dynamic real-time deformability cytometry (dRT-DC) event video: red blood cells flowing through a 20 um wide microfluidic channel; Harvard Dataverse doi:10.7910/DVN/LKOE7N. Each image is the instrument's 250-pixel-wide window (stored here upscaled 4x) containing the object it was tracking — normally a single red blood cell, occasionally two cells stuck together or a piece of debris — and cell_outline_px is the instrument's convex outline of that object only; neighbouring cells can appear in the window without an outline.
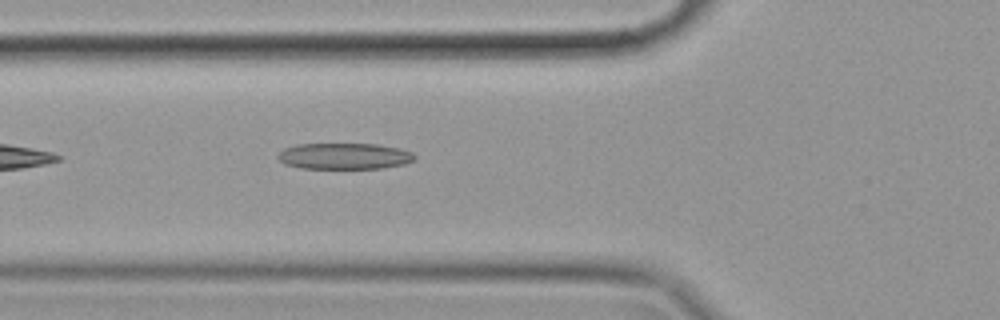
{"species": "common noctule bat (a hibernating species)", "species_latin": "Nyctalus noctula", "temperature_condition": "cold", "stored_images_in_passage": 35, "camera_frame_rate_fps": 3000, "um_per_image_px": 0.085, "animal": {"sex": "female", "body_mass_g": 19.9}, "frame": {"image": 1, "passage_image": 3, "time_ms": 0.667, "image_size_px": [1000, 320], "cell_outline_px": [[416, 160], [404, 164], [384, 168], [300, 168], [284, 164], [276, 156], [284, 148], [296, 144], [376, 144], [400, 148], [412, 152], [416, 156]], "centroid_in_image_um": [29.28, 13.27], "position_along_channel_um": 96.5, "area_um2": 20.98}}
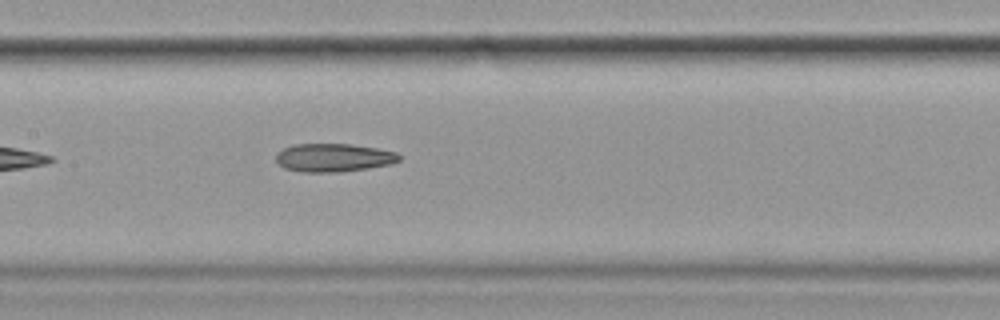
{"frame": {"image": 2, "passage_image": 10, "time_ms": 3.0, "image_size_px": [1000, 320], "cell_outline_px": [[400, 160], [392, 164], [368, 168], [340, 172], [304, 172], [284, 168], [276, 160], [276, 152], [292, 144], [352, 144], [376, 148], [396, 152], [400, 156]], "centroid_in_image_um": [28.35, 13.4], "position_along_channel_um": 179.0, "area_um2": 20.35}}
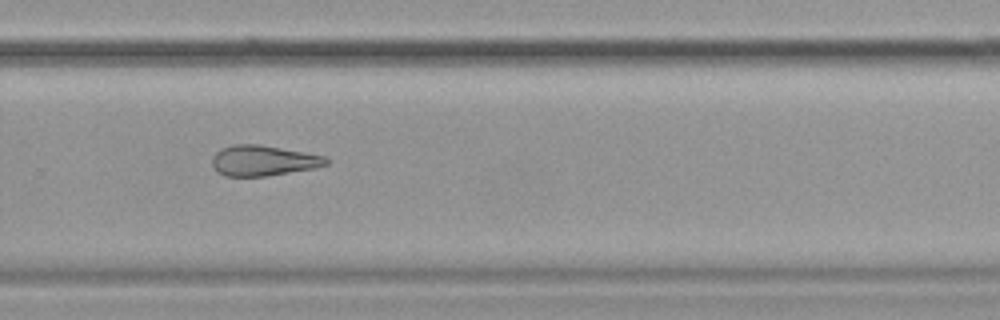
{"frame": {"image": 3, "passage_image": 21, "time_ms": 6.667, "image_size_px": [1000, 320], "cell_outline_px": [[328, 164], [316, 168], [264, 176], [224, 176], [216, 172], [212, 164], [212, 156], [220, 148], [232, 144], [260, 144], [328, 156]], "centroid_in_image_um": [22.37, 13.64], "position_along_channel_um": 307.4, "area_um2": 20.52}}